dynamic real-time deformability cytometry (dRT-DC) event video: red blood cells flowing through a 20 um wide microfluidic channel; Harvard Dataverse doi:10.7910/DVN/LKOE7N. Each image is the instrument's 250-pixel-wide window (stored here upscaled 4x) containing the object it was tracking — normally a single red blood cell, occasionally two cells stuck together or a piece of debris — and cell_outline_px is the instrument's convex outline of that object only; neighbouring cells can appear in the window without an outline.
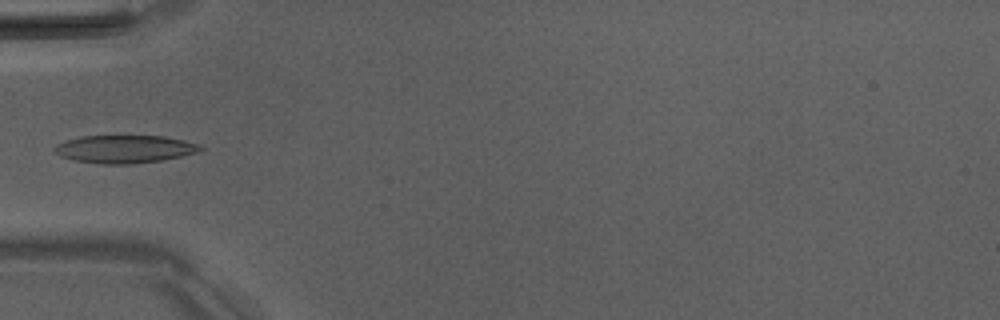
{"species": "Egyptian fruit bat (a non-hibernating species)", "species_latin": "Rousettus aegyptiacus", "temperature_condition": "room temperature", "stored_images_in_passage": 5, "camera_frame_rate_fps": 3000, "um_per_image_px": 0.085, "animal": {"sex": "male"}, "frame": {"image": 1, "passage_image": 5, "time_ms": 5.333, "image_size_px": [1000, 320], "cell_outline_px": [[204, 148], [200, 152], [160, 160], [132, 164], [100, 164], [72, 160], [60, 156], [52, 152], [52, 148], [56, 144], [64, 140], [80, 136], [164, 136], [184, 140], [200, 144]], "centroid_in_image_um": [10.54, 12.67], "position_along_channel_um": 74.5, "area_um2": 23.99}}